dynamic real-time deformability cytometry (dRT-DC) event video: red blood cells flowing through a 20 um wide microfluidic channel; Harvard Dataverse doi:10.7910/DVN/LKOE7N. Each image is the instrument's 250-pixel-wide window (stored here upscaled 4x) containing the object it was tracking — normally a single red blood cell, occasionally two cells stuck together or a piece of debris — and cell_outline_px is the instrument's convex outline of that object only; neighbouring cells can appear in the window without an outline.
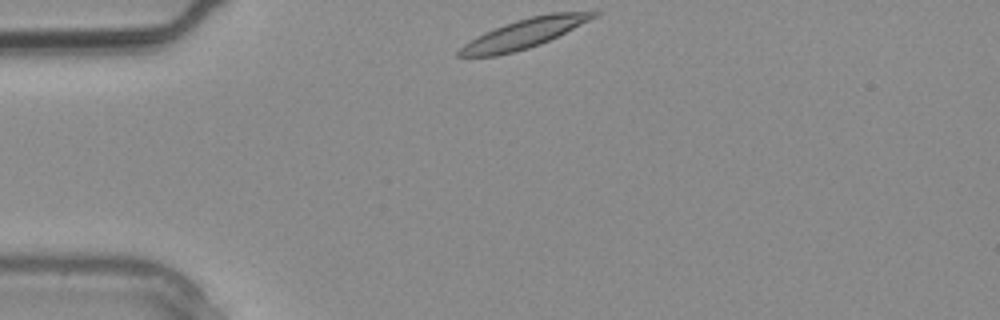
{"species": "common noctule bat (a hibernating species)", "species_latin": "Nyctalus noctula", "temperature_condition": "warm", "stored_images_in_passage": 1, "camera_frame_rate_fps": 3000, "um_per_image_px": 0.085, "animal": {"sex": "male", "body_mass_g": 20.4}, "frame": {"image": 1, "passage_image": 1, "time_ms": 0.0, "image_size_px": [1000, 320], "cell_outline_px": [[600, 12], [596, 16], [540, 44], [528, 48], [496, 56], [456, 56], [456, 52], [464, 44], [504, 24], [516, 20], [548, 12]], "centroid_in_image_um": [44.51, 2.85], "position_along_channel_um": 40.5, "area_um2": 22.02}}